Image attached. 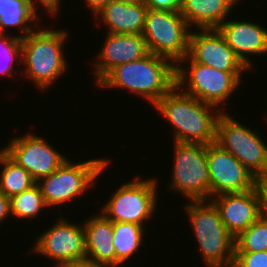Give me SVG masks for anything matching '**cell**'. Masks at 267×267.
<instances>
[{
	"label": "cell",
	"mask_w": 267,
	"mask_h": 267,
	"mask_svg": "<svg viewBox=\"0 0 267 267\" xmlns=\"http://www.w3.org/2000/svg\"><path fill=\"white\" fill-rule=\"evenodd\" d=\"M152 107L173 127L172 142L203 145L215 142L217 121L223 112L220 108L184 93L176 85Z\"/></svg>",
	"instance_id": "obj_1"
},
{
	"label": "cell",
	"mask_w": 267,
	"mask_h": 267,
	"mask_svg": "<svg viewBox=\"0 0 267 267\" xmlns=\"http://www.w3.org/2000/svg\"><path fill=\"white\" fill-rule=\"evenodd\" d=\"M109 89H127L152 106L175 85V65L167 58L149 53L112 69L98 84Z\"/></svg>",
	"instance_id": "obj_2"
},
{
	"label": "cell",
	"mask_w": 267,
	"mask_h": 267,
	"mask_svg": "<svg viewBox=\"0 0 267 267\" xmlns=\"http://www.w3.org/2000/svg\"><path fill=\"white\" fill-rule=\"evenodd\" d=\"M68 34L66 29L42 27L40 30L39 27L38 31L34 30L20 39L21 64L25 67L21 72L41 92L49 90L69 67L63 51Z\"/></svg>",
	"instance_id": "obj_3"
},
{
	"label": "cell",
	"mask_w": 267,
	"mask_h": 267,
	"mask_svg": "<svg viewBox=\"0 0 267 267\" xmlns=\"http://www.w3.org/2000/svg\"><path fill=\"white\" fill-rule=\"evenodd\" d=\"M184 209L204 264L207 267L233 264L235 238L226 229L215 204L211 200L189 201Z\"/></svg>",
	"instance_id": "obj_4"
},
{
	"label": "cell",
	"mask_w": 267,
	"mask_h": 267,
	"mask_svg": "<svg viewBox=\"0 0 267 267\" xmlns=\"http://www.w3.org/2000/svg\"><path fill=\"white\" fill-rule=\"evenodd\" d=\"M186 62L190 65L187 66L188 69ZM242 74L244 72H223L214 69L194 62L187 55L175 65V85L184 93L226 112L227 110L223 109L224 104L231 94L239 89ZM220 105L223 106L219 107Z\"/></svg>",
	"instance_id": "obj_5"
},
{
	"label": "cell",
	"mask_w": 267,
	"mask_h": 267,
	"mask_svg": "<svg viewBox=\"0 0 267 267\" xmlns=\"http://www.w3.org/2000/svg\"><path fill=\"white\" fill-rule=\"evenodd\" d=\"M70 160L67 158L57 170L36 182L48 208L63 206L87 193L111 162L105 157L80 163Z\"/></svg>",
	"instance_id": "obj_6"
},
{
	"label": "cell",
	"mask_w": 267,
	"mask_h": 267,
	"mask_svg": "<svg viewBox=\"0 0 267 267\" xmlns=\"http://www.w3.org/2000/svg\"><path fill=\"white\" fill-rule=\"evenodd\" d=\"M117 187L101 213L112 222H127L145 226L153 219L158 203L157 178L142 179L141 175L133 177ZM141 179V180H140Z\"/></svg>",
	"instance_id": "obj_7"
},
{
	"label": "cell",
	"mask_w": 267,
	"mask_h": 267,
	"mask_svg": "<svg viewBox=\"0 0 267 267\" xmlns=\"http://www.w3.org/2000/svg\"><path fill=\"white\" fill-rule=\"evenodd\" d=\"M191 31L180 12L148 9L142 35L150 53L176 65L188 55Z\"/></svg>",
	"instance_id": "obj_8"
},
{
	"label": "cell",
	"mask_w": 267,
	"mask_h": 267,
	"mask_svg": "<svg viewBox=\"0 0 267 267\" xmlns=\"http://www.w3.org/2000/svg\"><path fill=\"white\" fill-rule=\"evenodd\" d=\"M175 158L169 184L173 192L188 201L210 200V176L207 161V145L172 142ZM175 190V191H174Z\"/></svg>",
	"instance_id": "obj_9"
},
{
	"label": "cell",
	"mask_w": 267,
	"mask_h": 267,
	"mask_svg": "<svg viewBox=\"0 0 267 267\" xmlns=\"http://www.w3.org/2000/svg\"><path fill=\"white\" fill-rule=\"evenodd\" d=\"M234 119L228 111L222 112L216 126V140L257 178L267 172V145L256 131Z\"/></svg>",
	"instance_id": "obj_10"
},
{
	"label": "cell",
	"mask_w": 267,
	"mask_h": 267,
	"mask_svg": "<svg viewBox=\"0 0 267 267\" xmlns=\"http://www.w3.org/2000/svg\"><path fill=\"white\" fill-rule=\"evenodd\" d=\"M58 217L54 225L36 238L32 254L42 255L54 260V265L86 259L85 233L83 225L70 223L66 218Z\"/></svg>",
	"instance_id": "obj_11"
},
{
	"label": "cell",
	"mask_w": 267,
	"mask_h": 267,
	"mask_svg": "<svg viewBox=\"0 0 267 267\" xmlns=\"http://www.w3.org/2000/svg\"><path fill=\"white\" fill-rule=\"evenodd\" d=\"M2 150L37 182L57 170L67 159L48 140L34 133L12 138Z\"/></svg>",
	"instance_id": "obj_12"
},
{
	"label": "cell",
	"mask_w": 267,
	"mask_h": 267,
	"mask_svg": "<svg viewBox=\"0 0 267 267\" xmlns=\"http://www.w3.org/2000/svg\"><path fill=\"white\" fill-rule=\"evenodd\" d=\"M210 199L225 193H241L256 188L257 177L230 152L215 142L207 145Z\"/></svg>",
	"instance_id": "obj_13"
},
{
	"label": "cell",
	"mask_w": 267,
	"mask_h": 267,
	"mask_svg": "<svg viewBox=\"0 0 267 267\" xmlns=\"http://www.w3.org/2000/svg\"><path fill=\"white\" fill-rule=\"evenodd\" d=\"M199 30L197 28L196 31H191L189 37L188 56L194 62L223 72L250 71L227 44L217 28Z\"/></svg>",
	"instance_id": "obj_14"
},
{
	"label": "cell",
	"mask_w": 267,
	"mask_h": 267,
	"mask_svg": "<svg viewBox=\"0 0 267 267\" xmlns=\"http://www.w3.org/2000/svg\"><path fill=\"white\" fill-rule=\"evenodd\" d=\"M102 45L93 65L96 85L115 67L137 61L150 53L142 34L107 33Z\"/></svg>",
	"instance_id": "obj_15"
},
{
	"label": "cell",
	"mask_w": 267,
	"mask_h": 267,
	"mask_svg": "<svg viewBox=\"0 0 267 267\" xmlns=\"http://www.w3.org/2000/svg\"><path fill=\"white\" fill-rule=\"evenodd\" d=\"M210 200L218 208L222 222L234 238L260 217V198L256 188L220 194Z\"/></svg>",
	"instance_id": "obj_16"
},
{
	"label": "cell",
	"mask_w": 267,
	"mask_h": 267,
	"mask_svg": "<svg viewBox=\"0 0 267 267\" xmlns=\"http://www.w3.org/2000/svg\"><path fill=\"white\" fill-rule=\"evenodd\" d=\"M217 29L249 70L254 69L251 56L267 54V29L261 24L227 19Z\"/></svg>",
	"instance_id": "obj_17"
},
{
	"label": "cell",
	"mask_w": 267,
	"mask_h": 267,
	"mask_svg": "<svg viewBox=\"0 0 267 267\" xmlns=\"http://www.w3.org/2000/svg\"><path fill=\"white\" fill-rule=\"evenodd\" d=\"M85 233L86 259L99 267H117V258L113 245V222L101 212L91 213L82 222Z\"/></svg>",
	"instance_id": "obj_18"
},
{
	"label": "cell",
	"mask_w": 267,
	"mask_h": 267,
	"mask_svg": "<svg viewBox=\"0 0 267 267\" xmlns=\"http://www.w3.org/2000/svg\"><path fill=\"white\" fill-rule=\"evenodd\" d=\"M147 11L146 5L110 0L94 17L104 22L107 33L142 34Z\"/></svg>",
	"instance_id": "obj_19"
},
{
	"label": "cell",
	"mask_w": 267,
	"mask_h": 267,
	"mask_svg": "<svg viewBox=\"0 0 267 267\" xmlns=\"http://www.w3.org/2000/svg\"><path fill=\"white\" fill-rule=\"evenodd\" d=\"M240 0H182L180 13L189 26L197 29L218 28L229 19Z\"/></svg>",
	"instance_id": "obj_20"
},
{
	"label": "cell",
	"mask_w": 267,
	"mask_h": 267,
	"mask_svg": "<svg viewBox=\"0 0 267 267\" xmlns=\"http://www.w3.org/2000/svg\"><path fill=\"white\" fill-rule=\"evenodd\" d=\"M41 18L32 10L28 0H0V34L6 35L8 27H19L23 33L17 37L21 39L36 30L35 27H42Z\"/></svg>",
	"instance_id": "obj_21"
},
{
	"label": "cell",
	"mask_w": 267,
	"mask_h": 267,
	"mask_svg": "<svg viewBox=\"0 0 267 267\" xmlns=\"http://www.w3.org/2000/svg\"><path fill=\"white\" fill-rule=\"evenodd\" d=\"M146 226L127 222H113V245L115 248L117 267L124 265L137 253L145 239ZM139 248V249H138Z\"/></svg>",
	"instance_id": "obj_22"
},
{
	"label": "cell",
	"mask_w": 267,
	"mask_h": 267,
	"mask_svg": "<svg viewBox=\"0 0 267 267\" xmlns=\"http://www.w3.org/2000/svg\"><path fill=\"white\" fill-rule=\"evenodd\" d=\"M0 192L8 198L30 189L36 184L22 166L18 165L0 148Z\"/></svg>",
	"instance_id": "obj_23"
},
{
	"label": "cell",
	"mask_w": 267,
	"mask_h": 267,
	"mask_svg": "<svg viewBox=\"0 0 267 267\" xmlns=\"http://www.w3.org/2000/svg\"><path fill=\"white\" fill-rule=\"evenodd\" d=\"M9 199L11 217L21 220L37 219L41 211L48 208L37 184Z\"/></svg>",
	"instance_id": "obj_24"
},
{
	"label": "cell",
	"mask_w": 267,
	"mask_h": 267,
	"mask_svg": "<svg viewBox=\"0 0 267 267\" xmlns=\"http://www.w3.org/2000/svg\"><path fill=\"white\" fill-rule=\"evenodd\" d=\"M267 251V220L259 217L235 238L234 252Z\"/></svg>",
	"instance_id": "obj_25"
},
{
	"label": "cell",
	"mask_w": 267,
	"mask_h": 267,
	"mask_svg": "<svg viewBox=\"0 0 267 267\" xmlns=\"http://www.w3.org/2000/svg\"><path fill=\"white\" fill-rule=\"evenodd\" d=\"M21 64V41L17 35L0 34V75L15 77V62ZM2 62V63H1Z\"/></svg>",
	"instance_id": "obj_26"
},
{
	"label": "cell",
	"mask_w": 267,
	"mask_h": 267,
	"mask_svg": "<svg viewBox=\"0 0 267 267\" xmlns=\"http://www.w3.org/2000/svg\"><path fill=\"white\" fill-rule=\"evenodd\" d=\"M235 267H267V251L234 252Z\"/></svg>",
	"instance_id": "obj_27"
},
{
	"label": "cell",
	"mask_w": 267,
	"mask_h": 267,
	"mask_svg": "<svg viewBox=\"0 0 267 267\" xmlns=\"http://www.w3.org/2000/svg\"><path fill=\"white\" fill-rule=\"evenodd\" d=\"M30 2V6L32 8V10L38 15L40 14L38 11V9H42V7H44L46 10V12L48 13V15H50V17L54 19V17L58 16V12L60 11V5L62 4L61 0H28ZM38 3V4H37ZM40 5V6H39ZM40 8H39V7Z\"/></svg>",
	"instance_id": "obj_28"
},
{
	"label": "cell",
	"mask_w": 267,
	"mask_h": 267,
	"mask_svg": "<svg viewBox=\"0 0 267 267\" xmlns=\"http://www.w3.org/2000/svg\"><path fill=\"white\" fill-rule=\"evenodd\" d=\"M182 0H146L148 9L180 12Z\"/></svg>",
	"instance_id": "obj_29"
},
{
	"label": "cell",
	"mask_w": 267,
	"mask_h": 267,
	"mask_svg": "<svg viewBox=\"0 0 267 267\" xmlns=\"http://www.w3.org/2000/svg\"><path fill=\"white\" fill-rule=\"evenodd\" d=\"M256 190L260 198V217L267 220V183L262 178L257 179Z\"/></svg>",
	"instance_id": "obj_30"
},
{
	"label": "cell",
	"mask_w": 267,
	"mask_h": 267,
	"mask_svg": "<svg viewBox=\"0 0 267 267\" xmlns=\"http://www.w3.org/2000/svg\"><path fill=\"white\" fill-rule=\"evenodd\" d=\"M10 199L0 192V224L10 218Z\"/></svg>",
	"instance_id": "obj_31"
},
{
	"label": "cell",
	"mask_w": 267,
	"mask_h": 267,
	"mask_svg": "<svg viewBox=\"0 0 267 267\" xmlns=\"http://www.w3.org/2000/svg\"><path fill=\"white\" fill-rule=\"evenodd\" d=\"M52 267H99L95 265L92 261L88 259L78 260V261H70V262H63Z\"/></svg>",
	"instance_id": "obj_32"
},
{
	"label": "cell",
	"mask_w": 267,
	"mask_h": 267,
	"mask_svg": "<svg viewBox=\"0 0 267 267\" xmlns=\"http://www.w3.org/2000/svg\"><path fill=\"white\" fill-rule=\"evenodd\" d=\"M90 10H92V15H96L110 0H84Z\"/></svg>",
	"instance_id": "obj_33"
},
{
	"label": "cell",
	"mask_w": 267,
	"mask_h": 267,
	"mask_svg": "<svg viewBox=\"0 0 267 267\" xmlns=\"http://www.w3.org/2000/svg\"><path fill=\"white\" fill-rule=\"evenodd\" d=\"M126 4L146 5V0H120Z\"/></svg>",
	"instance_id": "obj_34"
},
{
	"label": "cell",
	"mask_w": 267,
	"mask_h": 267,
	"mask_svg": "<svg viewBox=\"0 0 267 267\" xmlns=\"http://www.w3.org/2000/svg\"><path fill=\"white\" fill-rule=\"evenodd\" d=\"M266 116H264L265 120H267V113L265 114ZM267 122V121H266ZM262 179L267 183V172L266 174L262 177Z\"/></svg>",
	"instance_id": "obj_35"
},
{
	"label": "cell",
	"mask_w": 267,
	"mask_h": 267,
	"mask_svg": "<svg viewBox=\"0 0 267 267\" xmlns=\"http://www.w3.org/2000/svg\"><path fill=\"white\" fill-rule=\"evenodd\" d=\"M224 267H235L233 264H230V265H227V266H224Z\"/></svg>",
	"instance_id": "obj_36"
}]
</instances>
